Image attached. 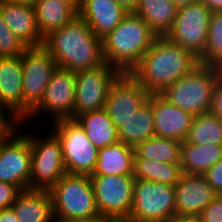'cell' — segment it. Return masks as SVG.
I'll return each mask as SVG.
<instances>
[{
    "label": "cell",
    "instance_id": "1",
    "mask_svg": "<svg viewBox=\"0 0 222 222\" xmlns=\"http://www.w3.org/2000/svg\"><path fill=\"white\" fill-rule=\"evenodd\" d=\"M200 65L199 58L166 36H157L130 74L150 93L161 94Z\"/></svg>",
    "mask_w": 222,
    "mask_h": 222
},
{
    "label": "cell",
    "instance_id": "2",
    "mask_svg": "<svg viewBox=\"0 0 222 222\" xmlns=\"http://www.w3.org/2000/svg\"><path fill=\"white\" fill-rule=\"evenodd\" d=\"M57 67L79 72L105 62L102 39L79 16L44 39Z\"/></svg>",
    "mask_w": 222,
    "mask_h": 222
},
{
    "label": "cell",
    "instance_id": "3",
    "mask_svg": "<svg viewBox=\"0 0 222 222\" xmlns=\"http://www.w3.org/2000/svg\"><path fill=\"white\" fill-rule=\"evenodd\" d=\"M156 37L142 17L129 12L113 31L102 38L104 60L121 73H130Z\"/></svg>",
    "mask_w": 222,
    "mask_h": 222
},
{
    "label": "cell",
    "instance_id": "4",
    "mask_svg": "<svg viewBox=\"0 0 222 222\" xmlns=\"http://www.w3.org/2000/svg\"><path fill=\"white\" fill-rule=\"evenodd\" d=\"M221 74L219 68L200 64L160 95L194 116L210 112L214 86Z\"/></svg>",
    "mask_w": 222,
    "mask_h": 222
},
{
    "label": "cell",
    "instance_id": "5",
    "mask_svg": "<svg viewBox=\"0 0 222 222\" xmlns=\"http://www.w3.org/2000/svg\"><path fill=\"white\" fill-rule=\"evenodd\" d=\"M49 192L54 219L101 217L88 175L66 173Z\"/></svg>",
    "mask_w": 222,
    "mask_h": 222
},
{
    "label": "cell",
    "instance_id": "6",
    "mask_svg": "<svg viewBox=\"0 0 222 222\" xmlns=\"http://www.w3.org/2000/svg\"><path fill=\"white\" fill-rule=\"evenodd\" d=\"M175 186L134 180L133 203L125 222H167L176 217Z\"/></svg>",
    "mask_w": 222,
    "mask_h": 222
},
{
    "label": "cell",
    "instance_id": "7",
    "mask_svg": "<svg viewBox=\"0 0 222 222\" xmlns=\"http://www.w3.org/2000/svg\"><path fill=\"white\" fill-rule=\"evenodd\" d=\"M90 179L101 217L108 222H125L133 203V175L90 176Z\"/></svg>",
    "mask_w": 222,
    "mask_h": 222
},
{
    "label": "cell",
    "instance_id": "8",
    "mask_svg": "<svg viewBox=\"0 0 222 222\" xmlns=\"http://www.w3.org/2000/svg\"><path fill=\"white\" fill-rule=\"evenodd\" d=\"M26 135L31 144L30 189L50 190L67 173L61 141L53 131L46 138Z\"/></svg>",
    "mask_w": 222,
    "mask_h": 222
},
{
    "label": "cell",
    "instance_id": "9",
    "mask_svg": "<svg viewBox=\"0 0 222 222\" xmlns=\"http://www.w3.org/2000/svg\"><path fill=\"white\" fill-rule=\"evenodd\" d=\"M52 130L60 139L67 173L91 176L97 162L98 149L92 144L76 120L54 121Z\"/></svg>",
    "mask_w": 222,
    "mask_h": 222
},
{
    "label": "cell",
    "instance_id": "10",
    "mask_svg": "<svg viewBox=\"0 0 222 222\" xmlns=\"http://www.w3.org/2000/svg\"><path fill=\"white\" fill-rule=\"evenodd\" d=\"M23 71V122L40 103L57 65L49 50L40 45L27 47L21 55Z\"/></svg>",
    "mask_w": 222,
    "mask_h": 222
},
{
    "label": "cell",
    "instance_id": "11",
    "mask_svg": "<svg viewBox=\"0 0 222 222\" xmlns=\"http://www.w3.org/2000/svg\"><path fill=\"white\" fill-rule=\"evenodd\" d=\"M121 72L106 61L94 68L76 72V93L71 120L105 106L109 88Z\"/></svg>",
    "mask_w": 222,
    "mask_h": 222
},
{
    "label": "cell",
    "instance_id": "12",
    "mask_svg": "<svg viewBox=\"0 0 222 222\" xmlns=\"http://www.w3.org/2000/svg\"><path fill=\"white\" fill-rule=\"evenodd\" d=\"M212 13L200 1L178 8L172 28L165 36L199 58L207 44Z\"/></svg>",
    "mask_w": 222,
    "mask_h": 222
},
{
    "label": "cell",
    "instance_id": "13",
    "mask_svg": "<svg viewBox=\"0 0 222 222\" xmlns=\"http://www.w3.org/2000/svg\"><path fill=\"white\" fill-rule=\"evenodd\" d=\"M17 127L0 142V181L26 190L30 189L31 144L26 133H16Z\"/></svg>",
    "mask_w": 222,
    "mask_h": 222
},
{
    "label": "cell",
    "instance_id": "14",
    "mask_svg": "<svg viewBox=\"0 0 222 222\" xmlns=\"http://www.w3.org/2000/svg\"><path fill=\"white\" fill-rule=\"evenodd\" d=\"M150 93L130 74L121 73L109 88L104 109L117 128L135 115Z\"/></svg>",
    "mask_w": 222,
    "mask_h": 222
},
{
    "label": "cell",
    "instance_id": "15",
    "mask_svg": "<svg viewBox=\"0 0 222 222\" xmlns=\"http://www.w3.org/2000/svg\"><path fill=\"white\" fill-rule=\"evenodd\" d=\"M75 89L76 73L56 67L51 74L42 100L30 112L26 120L29 121L30 117H35L38 113L51 114L53 121L70 119L73 114Z\"/></svg>",
    "mask_w": 222,
    "mask_h": 222
},
{
    "label": "cell",
    "instance_id": "16",
    "mask_svg": "<svg viewBox=\"0 0 222 222\" xmlns=\"http://www.w3.org/2000/svg\"><path fill=\"white\" fill-rule=\"evenodd\" d=\"M217 193L202 174H183L175 185L176 217L198 218Z\"/></svg>",
    "mask_w": 222,
    "mask_h": 222
},
{
    "label": "cell",
    "instance_id": "17",
    "mask_svg": "<svg viewBox=\"0 0 222 222\" xmlns=\"http://www.w3.org/2000/svg\"><path fill=\"white\" fill-rule=\"evenodd\" d=\"M22 84L21 55L0 57V106L8 110L18 126L23 123Z\"/></svg>",
    "mask_w": 222,
    "mask_h": 222
},
{
    "label": "cell",
    "instance_id": "18",
    "mask_svg": "<svg viewBox=\"0 0 222 222\" xmlns=\"http://www.w3.org/2000/svg\"><path fill=\"white\" fill-rule=\"evenodd\" d=\"M151 111L155 136L181 142L187 139L194 115L171 104L160 94H151Z\"/></svg>",
    "mask_w": 222,
    "mask_h": 222
},
{
    "label": "cell",
    "instance_id": "19",
    "mask_svg": "<svg viewBox=\"0 0 222 222\" xmlns=\"http://www.w3.org/2000/svg\"><path fill=\"white\" fill-rule=\"evenodd\" d=\"M128 13L116 0H81L78 16L102 39L113 31Z\"/></svg>",
    "mask_w": 222,
    "mask_h": 222
},
{
    "label": "cell",
    "instance_id": "20",
    "mask_svg": "<svg viewBox=\"0 0 222 222\" xmlns=\"http://www.w3.org/2000/svg\"><path fill=\"white\" fill-rule=\"evenodd\" d=\"M0 14L9 29L26 47L44 45L32 6L0 0Z\"/></svg>",
    "mask_w": 222,
    "mask_h": 222
},
{
    "label": "cell",
    "instance_id": "21",
    "mask_svg": "<svg viewBox=\"0 0 222 222\" xmlns=\"http://www.w3.org/2000/svg\"><path fill=\"white\" fill-rule=\"evenodd\" d=\"M11 208L18 222H55L49 190H22Z\"/></svg>",
    "mask_w": 222,
    "mask_h": 222
},
{
    "label": "cell",
    "instance_id": "22",
    "mask_svg": "<svg viewBox=\"0 0 222 222\" xmlns=\"http://www.w3.org/2000/svg\"><path fill=\"white\" fill-rule=\"evenodd\" d=\"M134 147L121 141L98 149L95 169L91 176L133 175Z\"/></svg>",
    "mask_w": 222,
    "mask_h": 222
},
{
    "label": "cell",
    "instance_id": "23",
    "mask_svg": "<svg viewBox=\"0 0 222 222\" xmlns=\"http://www.w3.org/2000/svg\"><path fill=\"white\" fill-rule=\"evenodd\" d=\"M33 9L38 31L43 39L78 16L70 5L61 0H39Z\"/></svg>",
    "mask_w": 222,
    "mask_h": 222
},
{
    "label": "cell",
    "instance_id": "24",
    "mask_svg": "<svg viewBox=\"0 0 222 222\" xmlns=\"http://www.w3.org/2000/svg\"><path fill=\"white\" fill-rule=\"evenodd\" d=\"M177 10L172 0H139L133 13L142 17L157 36H165L172 28Z\"/></svg>",
    "mask_w": 222,
    "mask_h": 222
},
{
    "label": "cell",
    "instance_id": "25",
    "mask_svg": "<svg viewBox=\"0 0 222 222\" xmlns=\"http://www.w3.org/2000/svg\"><path fill=\"white\" fill-rule=\"evenodd\" d=\"M75 120L84 129L85 134L97 149L120 141L118 128L108 117L104 108L83 114Z\"/></svg>",
    "mask_w": 222,
    "mask_h": 222
},
{
    "label": "cell",
    "instance_id": "26",
    "mask_svg": "<svg viewBox=\"0 0 222 222\" xmlns=\"http://www.w3.org/2000/svg\"><path fill=\"white\" fill-rule=\"evenodd\" d=\"M222 159V145H195L182 142L181 168L183 174L204 175L212 166Z\"/></svg>",
    "mask_w": 222,
    "mask_h": 222
},
{
    "label": "cell",
    "instance_id": "27",
    "mask_svg": "<svg viewBox=\"0 0 222 222\" xmlns=\"http://www.w3.org/2000/svg\"><path fill=\"white\" fill-rule=\"evenodd\" d=\"M118 136L121 142L131 147L155 136L151 94L148 102L118 128Z\"/></svg>",
    "mask_w": 222,
    "mask_h": 222
},
{
    "label": "cell",
    "instance_id": "28",
    "mask_svg": "<svg viewBox=\"0 0 222 222\" xmlns=\"http://www.w3.org/2000/svg\"><path fill=\"white\" fill-rule=\"evenodd\" d=\"M181 145L179 140L154 136L134 147V159L181 164Z\"/></svg>",
    "mask_w": 222,
    "mask_h": 222
},
{
    "label": "cell",
    "instance_id": "29",
    "mask_svg": "<svg viewBox=\"0 0 222 222\" xmlns=\"http://www.w3.org/2000/svg\"><path fill=\"white\" fill-rule=\"evenodd\" d=\"M182 175L180 164L158 162L151 159H134L133 177L135 179L175 186Z\"/></svg>",
    "mask_w": 222,
    "mask_h": 222
},
{
    "label": "cell",
    "instance_id": "30",
    "mask_svg": "<svg viewBox=\"0 0 222 222\" xmlns=\"http://www.w3.org/2000/svg\"><path fill=\"white\" fill-rule=\"evenodd\" d=\"M187 143L195 145H222V121L211 112L194 116Z\"/></svg>",
    "mask_w": 222,
    "mask_h": 222
},
{
    "label": "cell",
    "instance_id": "31",
    "mask_svg": "<svg viewBox=\"0 0 222 222\" xmlns=\"http://www.w3.org/2000/svg\"><path fill=\"white\" fill-rule=\"evenodd\" d=\"M200 64L222 70V11H214L208 27V38Z\"/></svg>",
    "mask_w": 222,
    "mask_h": 222
},
{
    "label": "cell",
    "instance_id": "32",
    "mask_svg": "<svg viewBox=\"0 0 222 222\" xmlns=\"http://www.w3.org/2000/svg\"><path fill=\"white\" fill-rule=\"evenodd\" d=\"M26 48L9 29L0 14V57L22 55Z\"/></svg>",
    "mask_w": 222,
    "mask_h": 222
},
{
    "label": "cell",
    "instance_id": "33",
    "mask_svg": "<svg viewBox=\"0 0 222 222\" xmlns=\"http://www.w3.org/2000/svg\"><path fill=\"white\" fill-rule=\"evenodd\" d=\"M199 222H222V198L217 195L197 218Z\"/></svg>",
    "mask_w": 222,
    "mask_h": 222
},
{
    "label": "cell",
    "instance_id": "34",
    "mask_svg": "<svg viewBox=\"0 0 222 222\" xmlns=\"http://www.w3.org/2000/svg\"><path fill=\"white\" fill-rule=\"evenodd\" d=\"M21 191L17 185L0 181V209L11 207Z\"/></svg>",
    "mask_w": 222,
    "mask_h": 222
},
{
    "label": "cell",
    "instance_id": "35",
    "mask_svg": "<svg viewBox=\"0 0 222 222\" xmlns=\"http://www.w3.org/2000/svg\"><path fill=\"white\" fill-rule=\"evenodd\" d=\"M204 176L212 189L219 195L222 192V159L212 166Z\"/></svg>",
    "mask_w": 222,
    "mask_h": 222
},
{
    "label": "cell",
    "instance_id": "36",
    "mask_svg": "<svg viewBox=\"0 0 222 222\" xmlns=\"http://www.w3.org/2000/svg\"><path fill=\"white\" fill-rule=\"evenodd\" d=\"M210 112L222 121V74L214 86Z\"/></svg>",
    "mask_w": 222,
    "mask_h": 222
},
{
    "label": "cell",
    "instance_id": "37",
    "mask_svg": "<svg viewBox=\"0 0 222 222\" xmlns=\"http://www.w3.org/2000/svg\"><path fill=\"white\" fill-rule=\"evenodd\" d=\"M5 113L6 111L0 106V131H11L17 126V122L10 116L6 117Z\"/></svg>",
    "mask_w": 222,
    "mask_h": 222
},
{
    "label": "cell",
    "instance_id": "38",
    "mask_svg": "<svg viewBox=\"0 0 222 222\" xmlns=\"http://www.w3.org/2000/svg\"><path fill=\"white\" fill-rule=\"evenodd\" d=\"M0 222H18L15 212L11 207L0 210Z\"/></svg>",
    "mask_w": 222,
    "mask_h": 222
},
{
    "label": "cell",
    "instance_id": "39",
    "mask_svg": "<svg viewBox=\"0 0 222 222\" xmlns=\"http://www.w3.org/2000/svg\"><path fill=\"white\" fill-rule=\"evenodd\" d=\"M56 222H108L103 217L77 218V219H55Z\"/></svg>",
    "mask_w": 222,
    "mask_h": 222
},
{
    "label": "cell",
    "instance_id": "40",
    "mask_svg": "<svg viewBox=\"0 0 222 222\" xmlns=\"http://www.w3.org/2000/svg\"><path fill=\"white\" fill-rule=\"evenodd\" d=\"M207 6L210 10L222 11V0H198Z\"/></svg>",
    "mask_w": 222,
    "mask_h": 222
},
{
    "label": "cell",
    "instance_id": "41",
    "mask_svg": "<svg viewBox=\"0 0 222 222\" xmlns=\"http://www.w3.org/2000/svg\"><path fill=\"white\" fill-rule=\"evenodd\" d=\"M116 1L129 12H133L139 0H116Z\"/></svg>",
    "mask_w": 222,
    "mask_h": 222
},
{
    "label": "cell",
    "instance_id": "42",
    "mask_svg": "<svg viewBox=\"0 0 222 222\" xmlns=\"http://www.w3.org/2000/svg\"><path fill=\"white\" fill-rule=\"evenodd\" d=\"M61 1L70 5L77 13L79 12L81 7V0H61Z\"/></svg>",
    "mask_w": 222,
    "mask_h": 222
},
{
    "label": "cell",
    "instance_id": "43",
    "mask_svg": "<svg viewBox=\"0 0 222 222\" xmlns=\"http://www.w3.org/2000/svg\"><path fill=\"white\" fill-rule=\"evenodd\" d=\"M167 222H199L196 218H186V217H173Z\"/></svg>",
    "mask_w": 222,
    "mask_h": 222
},
{
    "label": "cell",
    "instance_id": "44",
    "mask_svg": "<svg viewBox=\"0 0 222 222\" xmlns=\"http://www.w3.org/2000/svg\"><path fill=\"white\" fill-rule=\"evenodd\" d=\"M198 0H172V2L175 4V6L177 8H181V7H184L188 4H191V3H194V2H197Z\"/></svg>",
    "mask_w": 222,
    "mask_h": 222
},
{
    "label": "cell",
    "instance_id": "45",
    "mask_svg": "<svg viewBox=\"0 0 222 222\" xmlns=\"http://www.w3.org/2000/svg\"><path fill=\"white\" fill-rule=\"evenodd\" d=\"M8 1L16 4H24L33 7L39 0H8Z\"/></svg>",
    "mask_w": 222,
    "mask_h": 222
},
{
    "label": "cell",
    "instance_id": "46",
    "mask_svg": "<svg viewBox=\"0 0 222 222\" xmlns=\"http://www.w3.org/2000/svg\"><path fill=\"white\" fill-rule=\"evenodd\" d=\"M10 131H0V142L3 140V138L9 133Z\"/></svg>",
    "mask_w": 222,
    "mask_h": 222
}]
</instances>
